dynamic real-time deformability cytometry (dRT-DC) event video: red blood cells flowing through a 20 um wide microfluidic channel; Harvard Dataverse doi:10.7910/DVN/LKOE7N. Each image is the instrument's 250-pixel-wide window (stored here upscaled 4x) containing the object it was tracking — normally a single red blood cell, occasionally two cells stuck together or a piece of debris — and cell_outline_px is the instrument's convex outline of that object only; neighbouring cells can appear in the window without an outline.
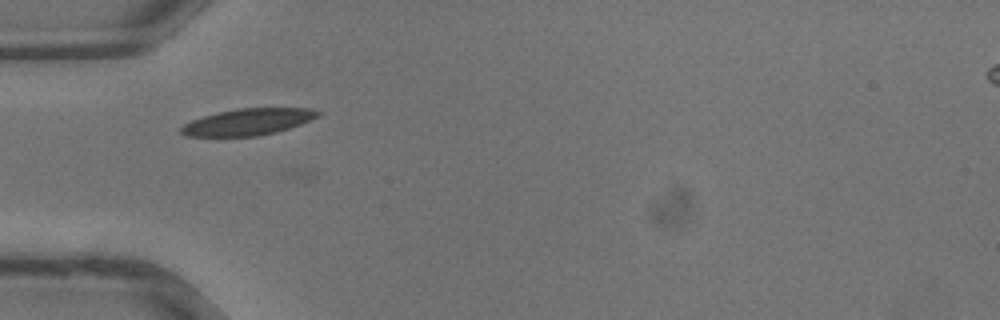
{"species": "common noctule bat (a hibernating species)", "species_latin": "Nyctalus noctula", "temperature_condition": "warm", "stored_images_in_passage": 31, "camera_frame_rate_fps": 3000, "um_per_image_px": 0.085, "animal": {"sex": "male", "body_mass_g": 13.3}, "frame": {"image": 1, "passage_image": 13, "time_ms": 4.0, "image_size_px": [1000, 320], "cell_outline_px": [[320, 112], [316, 116], [300, 124], [276, 132], [256, 136], [184, 136], [180, 132], [180, 128], [184, 124], [192, 120], [204, 116], [220, 112], [240, 108], [308, 108]], "centroid_in_image_um": [21.02, 10.37], "position_along_channel_um": 64.0, "area_um2": 20.75}}
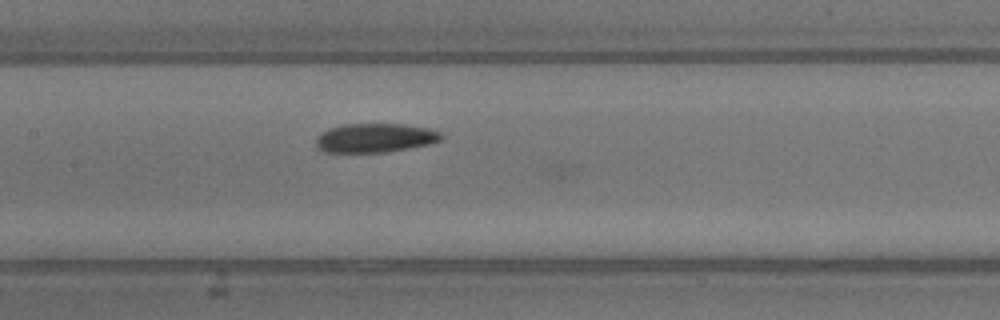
{"frame": {"image": 2, "passage_image": 19, "time_ms": 6.0, "image_size_px": [1000, 320], "cell_outline_px": [[444, 136], [440, 140], [428, 144], [408, 148], [384, 152], [324, 152], [316, 148], [316, 136], [328, 128], [344, 124], [404, 124], [428, 128], [440, 132]], "centroid_in_image_um": [31.84, 11.72], "position_along_channel_um": 175.6, "area_um2": 21.21}}
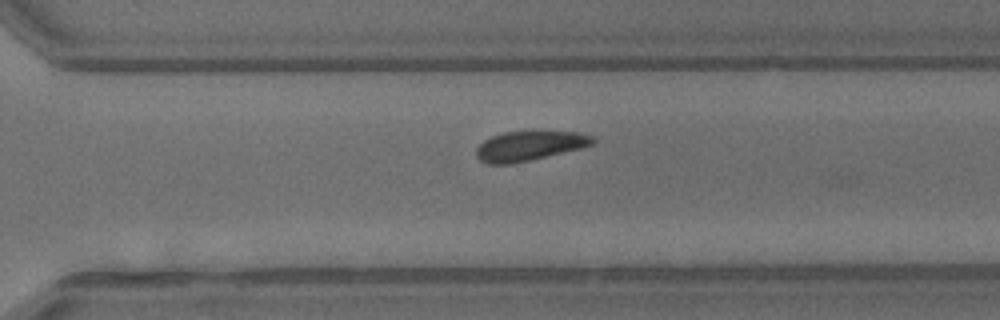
{"frame": {"image": 3, "passage_image": 27, "time_ms": 8.667, "image_size_px": [1000, 320], "cell_outline_px": [[596, 140], [592, 144], [580, 148], [512, 164], [488, 164], [480, 160], [476, 156], [476, 148], [484, 140], [492, 136], [504, 132], [532, 128], [580, 132], [592, 136]], "centroid_in_image_um": [45.01, 12.33], "position_along_channel_um": 325.6, "area_um2": 20.87}}